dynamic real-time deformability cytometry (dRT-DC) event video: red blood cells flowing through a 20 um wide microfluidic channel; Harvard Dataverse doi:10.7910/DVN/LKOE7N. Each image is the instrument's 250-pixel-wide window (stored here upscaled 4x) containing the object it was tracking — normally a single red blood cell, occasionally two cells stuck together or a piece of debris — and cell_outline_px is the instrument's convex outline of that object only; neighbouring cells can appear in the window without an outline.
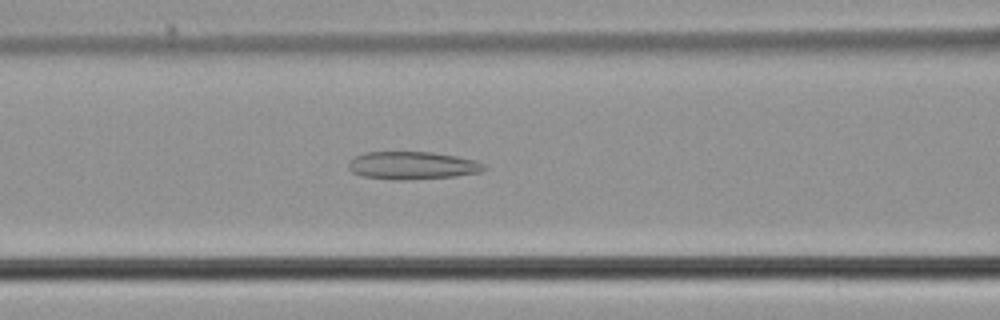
{"species": "common noctule bat (a hibernating species)", "species_latin": "Nyctalus noctula", "temperature_condition": "cold", "stored_images_in_passage": 50, "camera_frame_rate_fps": 3000, "um_per_image_px": 0.085, "animal": {"sex": "male", "body_mass_g": 21.5, "forearm_length_mm": 52.0}, "frame": {"image": 1, "passage_image": 18, "time_ms": 5.667, "image_size_px": [1000, 320], "cell_outline_px": [[488, 168], [480, 172], [456, 176], [404, 180], [392, 180], [364, 176], [352, 172], [348, 168], [348, 160], [356, 156], [368, 152], [432, 152], [456, 156], [476, 160], [484, 164]], "centroid_in_image_um": [35.06, 14.07], "position_along_channel_um": 131.5, "area_um2": 22.02}}
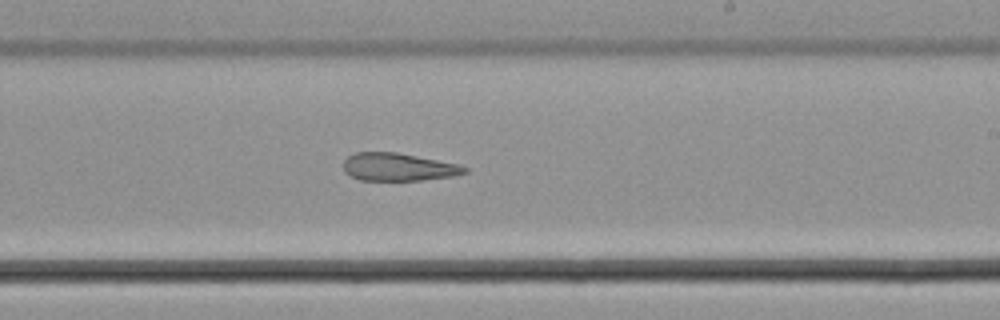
{"frame": {"image": 2, "passage_image": 28, "time_ms": 9.0, "image_size_px": [1000, 320], "cell_outline_px": [[468, 172], [452, 176], [420, 180], [360, 180], [344, 172], [344, 160], [348, 156], [356, 152], [396, 152], [460, 164], [468, 168]], "centroid_in_image_um": [33.86, 14.19], "position_along_channel_um": 255.1, "area_um2": 19.59}}
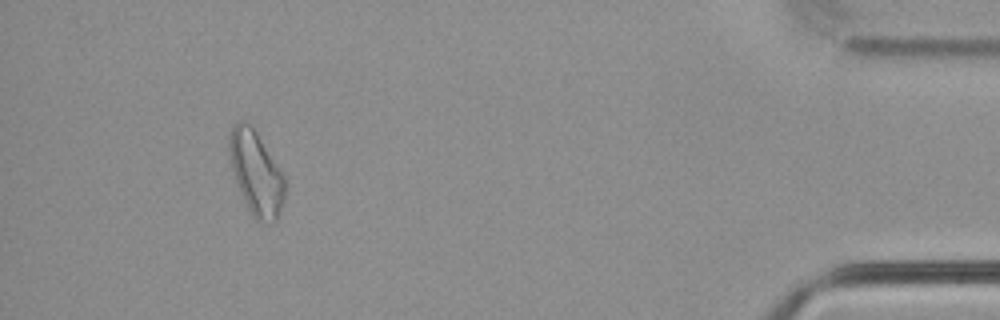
{"frame": {"image": 3, "passage_image": 46, "time_ms": 15.0, "image_size_px": [1000, 320], "cell_outline_px": [[284, 200], [276, 220], [260, 224], [252, 216], [240, 192], [232, 168], [228, 152], [228, 140], [232, 128], [236, 120], [244, 120], [256, 132], [284, 176]], "centroid_in_image_um": [21.74, 14.72], "position_along_channel_um": 413.5, "area_um2": 26.76}, "authors_computed_cell_mechanics": {"area_um2": 24.1604, "velocity_mm_per_s": 3.7149, "shape_relaxation_time_tau1_ms": null, "shape_relaxation_time_tau2_ms": 6.9037, "deformation_change_tau1": null, "deformation_change_tau2": 0.1946}}